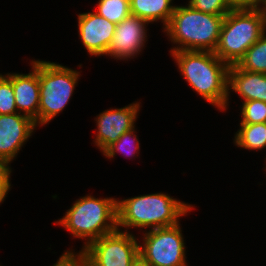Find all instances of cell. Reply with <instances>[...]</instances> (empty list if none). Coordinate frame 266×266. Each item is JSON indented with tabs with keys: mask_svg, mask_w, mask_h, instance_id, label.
<instances>
[{
	"mask_svg": "<svg viewBox=\"0 0 266 266\" xmlns=\"http://www.w3.org/2000/svg\"><path fill=\"white\" fill-rule=\"evenodd\" d=\"M189 86L209 104L225 111L229 106L228 71L230 65L211 51L170 52Z\"/></svg>",
	"mask_w": 266,
	"mask_h": 266,
	"instance_id": "6da1fadb",
	"label": "cell"
},
{
	"mask_svg": "<svg viewBox=\"0 0 266 266\" xmlns=\"http://www.w3.org/2000/svg\"><path fill=\"white\" fill-rule=\"evenodd\" d=\"M194 206L176 200L166 193H151L123 200L117 199V229L128 232L129 228L158 229L179 223L182 216Z\"/></svg>",
	"mask_w": 266,
	"mask_h": 266,
	"instance_id": "7a4b0ae2",
	"label": "cell"
},
{
	"mask_svg": "<svg viewBox=\"0 0 266 266\" xmlns=\"http://www.w3.org/2000/svg\"><path fill=\"white\" fill-rule=\"evenodd\" d=\"M224 17L197 11L189 4L176 5L169 24L163 30L169 41L176 44L169 51L214 52Z\"/></svg>",
	"mask_w": 266,
	"mask_h": 266,
	"instance_id": "3957f363",
	"label": "cell"
},
{
	"mask_svg": "<svg viewBox=\"0 0 266 266\" xmlns=\"http://www.w3.org/2000/svg\"><path fill=\"white\" fill-rule=\"evenodd\" d=\"M69 231L73 237L84 239V249L91 242L117 230V199L83 196L54 222Z\"/></svg>",
	"mask_w": 266,
	"mask_h": 266,
	"instance_id": "277c9868",
	"label": "cell"
},
{
	"mask_svg": "<svg viewBox=\"0 0 266 266\" xmlns=\"http://www.w3.org/2000/svg\"><path fill=\"white\" fill-rule=\"evenodd\" d=\"M266 31L260 7L234 8L224 17L214 54L228 65L237 64Z\"/></svg>",
	"mask_w": 266,
	"mask_h": 266,
	"instance_id": "5b68a950",
	"label": "cell"
},
{
	"mask_svg": "<svg viewBox=\"0 0 266 266\" xmlns=\"http://www.w3.org/2000/svg\"><path fill=\"white\" fill-rule=\"evenodd\" d=\"M80 72L56 62L39 60L38 126L48 124L67 106Z\"/></svg>",
	"mask_w": 266,
	"mask_h": 266,
	"instance_id": "8992f818",
	"label": "cell"
},
{
	"mask_svg": "<svg viewBox=\"0 0 266 266\" xmlns=\"http://www.w3.org/2000/svg\"><path fill=\"white\" fill-rule=\"evenodd\" d=\"M180 225L179 222L143 232V242L139 241L140 260L149 266H188Z\"/></svg>",
	"mask_w": 266,
	"mask_h": 266,
	"instance_id": "52a82bcc",
	"label": "cell"
},
{
	"mask_svg": "<svg viewBox=\"0 0 266 266\" xmlns=\"http://www.w3.org/2000/svg\"><path fill=\"white\" fill-rule=\"evenodd\" d=\"M83 251L89 266H134L140 259L138 237L118 229L91 242Z\"/></svg>",
	"mask_w": 266,
	"mask_h": 266,
	"instance_id": "ba28073f",
	"label": "cell"
},
{
	"mask_svg": "<svg viewBox=\"0 0 266 266\" xmlns=\"http://www.w3.org/2000/svg\"><path fill=\"white\" fill-rule=\"evenodd\" d=\"M141 102H133L122 108L108 109L95 118L97 134L94 145L103 152L109 145L133 128L138 118Z\"/></svg>",
	"mask_w": 266,
	"mask_h": 266,
	"instance_id": "9c48e42d",
	"label": "cell"
},
{
	"mask_svg": "<svg viewBox=\"0 0 266 266\" xmlns=\"http://www.w3.org/2000/svg\"><path fill=\"white\" fill-rule=\"evenodd\" d=\"M149 23L135 15H128L122 22L116 24L112 42L105 56L117 60H127L137 57L145 48L147 27Z\"/></svg>",
	"mask_w": 266,
	"mask_h": 266,
	"instance_id": "30bf717a",
	"label": "cell"
},
{
	"mask_svg": "<svg viewBox=\"0 0 266 266\" xmlns=\"http://www.w3.org/2000/svg\"><path fill=\"white\" fill-rule=\"evenodd\" d=\"M78 35L91 56L106 55L112 42L116 24L101 17L97 12L78 15Z\"/></svg>",
	"mask_w": 266,
	"mask_h": 266,
	"instance_id": "8fae6325",
	"label": "cell"
},
{
	"mask_svg": "<svg viewBox=\"0 0 266 266\" xmlns=\"http://www.w3.org/2000/svg\"><path fill=\"white\" fill-rule=\"evenodd\" d=\"M36 127L35 121L26 115H0V156L12 162Z\"/></svg>",
	"mask_w": 266,
	"mask_h": 266,
	"instance_id": "7c38bea8",
	"label": "cell"
},
{
	"mask_svg": "<svg viewBox=\"0 0 266 266\" xmlns=\"http://www.w3.org/2000/svg\"><path fill=\"white\" fill-rule=\"evenodd\" d=\"M30 63L32 70L28 74L12 73V85L18 113L28 116L38 126L39 60H32Z\"/></svg>",
	"mask_w": 266,
	"mask_h": 266,
	"instance_id": "4fadbf2b",
	"label": "cell"
},
{
	"mask_svg": "<svg viewBox=\"0 0 266 266\" xmlns=\"http://www.w3.org/2000/svg\"><path fill=\"white\" fill-rule=\"evenodd\" d=\"M236 92L244 101L259 100L266 103V74L242 70L237 64L228 71V91Z\"/></svg>",
	"mask_w": 266,
	"mask_h": 266,
	"instance_id": "5bb4252c",
	"label": "cell"
},
{
	"mask_svg": "<svg viewBox=\"0 0 266 266\" xmlns=\"http://www.w3.org/2000/svg\"><path fill=\"white\" fill-rule=\"evenodd\" d=\"M173 0H130V11L148 23L161 21L163 30L169 24L176 5ZM172 4V5H171Z\"/></svg>",
	"mask_w": 266,
	"mask_h": 266,
	"instance_id": "9a60e30c",
	"label": "cell"
},
{
	"mask_svg": "<svg viewBox=\"0 0 266 266\" xmlns=\"http://www.w3.org/2000/svg\"><path fill=\"white\" fill-rule=\"evenodd\" d=\"M234 144L246 150H262L266 148V122L257 124H240L235 133Z\"/></svg>",
	"mask_w": 266,
	"mask_h": 266,
	"instance_id": "2e32d148",
	"label": "cell"
},
{
	"mask_svg": "<svg viewBox=\"0 0 266 266\" xmlns=\"http://www.w3.org/2000/svg\"><path fill=\"white\" fill-rule=\"evenodd\" d=\"M237 65L245 71L266 74V31L247 49Z\"/></svg>",
	"mask_w": 266,
	"mask_h": 266,
	"instance_id": "e0dca14e",
	"label": "cell"
},
{
	"mask_svg": "<svg viewBox=\"0 0 266 266\" xmlns=\"http://www.w3.org/2000/svg\"><path fill=\"white\" fill-rule=\"evenodd\" d=\"M136 130L133 128L132 130L123 133L116 142H113L109 145L102 154L107 158H114L116 153L121 152L125 157H135L139 154L140 141L138 140L137 135L135 134Z\"/></svg>",
	"mask_w": 266,
	"mask_h": 266,
	"instance_id": "ac0fdd59",
	"label": "cell"
},
{
	"mask_svg": "<svg viewBox=\"0 0 266 266\" xmlns=\"http://www.w3.org/2000/svg\"><path fill=\"white\" fill-rule=\"evenodd\" d=\"M96 12L112 23L119 24L130 11V0H98Z\"/></svg>",
	"mask_w": 266,
	"mask_h": 266,
	"instance_id": "d6986e66",
	"label": "cell"
},
{
	"mask_svg": "<svg viewBox=\"0 0 266 266\" xmlns=\"http://www.w3.org/2000/svg\"><path fill=\"white\" fill-rule=\"evenodd\" d=\"M18 113L12 85V73L0 74V115Z\"/></svg>",
	"mask_w": 266,
	"mask_h": 266,
	"instance_id": "ffe728a7",
	"label": "cell"
},
{
	"mask_svg": "<svg viewBox=\"0 0 266 266\" xmlns=\"http://www.w3.org/2000/svg\"><path fill=\"white\" fill-rule=\"evenodd\" d=\"M242 121L240 124H257L266 122V103L259 100L242 102Z\"/></svg>",
	"mask_w": 266,
	"mask_h": 266,
	"instance_id": "44dd1931",
	"label": "cell"
},
{
	"mask_svg": "<svg viewBox=\"0 0 266 266\" xmlns=\"http://www.w3.org/2000/svg\"><path fill=\"white\" fill-rule=\"evenodd\" d=\"M188 4L197 11L220 16L234 9L228 0H189Z\"/></svg>",
	"mask_w": 266,
	"mask_h": 266,
	"instance_id": "7402d4cb",
	"label": "cell"
},
{
	"mask_svg": "<svg viewBox=\"0 0 266 266\" xmlns=\"http://www.w3.org/2000/svg\"><path fill=\"white\" fill-rule=\"evenodd\" d=\"M66 250L52 266H89L87 257L83 249L78 253Z\"/></svg>",
	"mask_w": 266,
	"mask_h": 266,
	"instance_id": "603a6c76",
	"label": "cell"
},
{
	"mask_svg": "<svg viewBox=\"0 0 266 266\" xmlns=\"http://www.w3.org/2000/svg\"><path fill=\"white\" fill-rule=\"evenodd\" d=\"M10 161L0 156V186H11L10 178L12 169Z\"/></svg>",
	"mask_w": 266,
	"mask_h": 266,
	"instance_id": "cb8c5ba5",
	"label": "cell"
},
{
	"mask_svg": "<svg viewBox=\"0 0 266 266\" xmlns=\"http://www.w3.org/2000/svg\"><path fill=\"white\" fill-rule=\"evenodd\" d=\"M234 8H257L262 0H228Z\"/></svg>",
	"mask_w": 266,
	"mask_h": 266,
	"instance_id": "d4e9b609",
	"label": "cell"
},
{
	"mask_svg": "<svg viewBox=\"0 0 266 266\" xmlns=\"http://www.w3.org/2000/svg\"><path fill=\"white\" fill-rule=\"evenodd\" d=\"M10 189L11 186H0V204L4 202Z\"/></svg>",
	"mask_w": 266,
	"mask_h": 266,
	"instance_id": "484cf974",
	"label": "cell"
},
{
	"mask_svg": "<svg viewBox=\"0 0 266 266\" xmlns=\"http://www.w3.org/2000/svg\"><path fill=\"white\" fill-rule=\"evenodd\" d=\"M264 14L265 26H266V0H262L261 7Z\"/></svg>",
	"mask_w": 266,
	"mask_h": 266,
	"instance_id": "4316f807",
	"label": "cell"
},
{
	"mask_svg": "<svg viewBox=\"0 0 266 266\" xmlns=\"http://www.w3.org/2000/svg\"><path fill=\"white\" fill-rule=\"evenodd\" d=\"M134 266H149V265L143 263V262L139 259L138 262H137Z\"/></svg>",
	"mask_w": 266,
	"mask_h": 266,
	"instance_id": "83f0119b",
	"label": "cell"
}]
</instances>
